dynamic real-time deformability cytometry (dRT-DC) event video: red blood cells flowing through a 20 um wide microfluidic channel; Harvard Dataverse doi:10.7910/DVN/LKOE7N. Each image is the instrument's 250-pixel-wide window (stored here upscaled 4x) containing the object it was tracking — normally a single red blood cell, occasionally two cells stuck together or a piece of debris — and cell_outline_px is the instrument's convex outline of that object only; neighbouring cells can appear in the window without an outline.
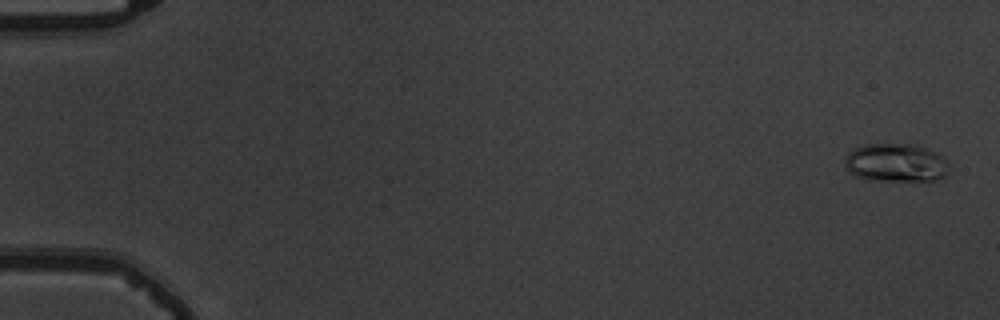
{"species": "common noctule bat (a hibernating species)", "species_latin": "Nyctalus noctula", "temperature_condition": "warm", "stored_images_in_passage": 55, "camera_frame_rate_fps": 3000, "um_per_image_px": 0.085, "animal": {"sex": "male", "body_mass_g": 19.5, "forearm_length_mm": 54.6}, "frame": {"image": 1, "passage_image": 2, "time_ms": 0.333, "image_size_px": [1000, 320], "cell_outline_px": [[952, 168], [944, 176], [936, 180], [864, 180], [848, 172], [844, 164], [844, 156], [848, 152], [864, 144], [920, 144], [944, 156]], "centroid_in_image_um": [76.17, 13.82], "position_along_channel_um": 8.8, "area_um2": 23.87}}
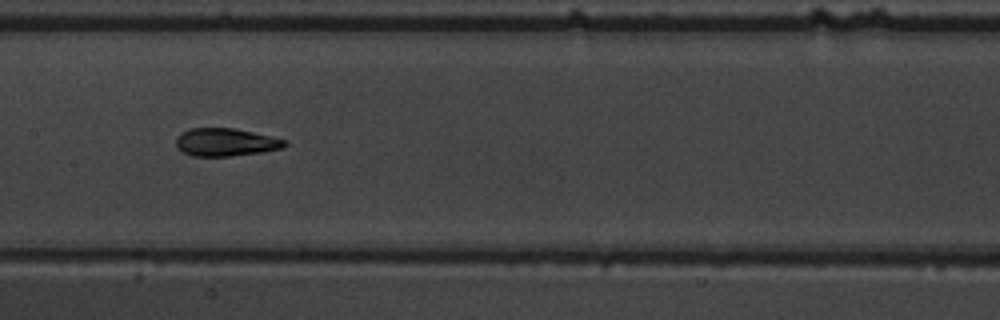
{"frame": {"image": 2, "passage_image": 29, "time_ms": 9.333, "image_size_px": [1000, 320], "cell_outline_px": [[288, 144], [284, 148], [260, 152], [232, 156], [192, 156], [176, 148], [176, 136], [180, 132], [188, 128], [236, 128], [284, 140]], "centroid_in_image_um": [19.12, 12.08], "position_along_channel_um": 188.3, "area_um2": 17.69}}
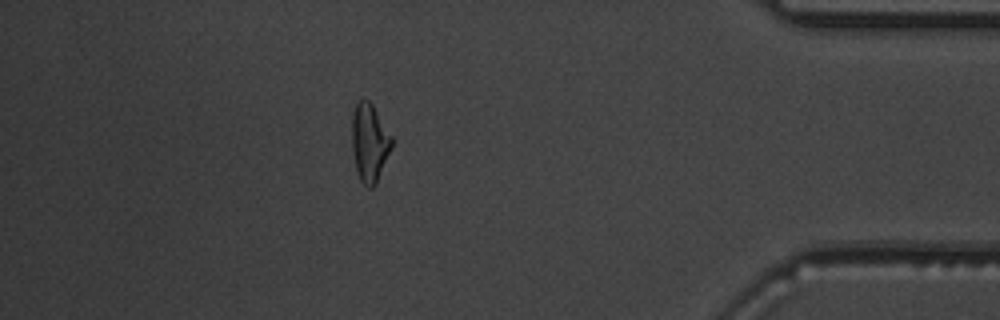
{"frame": {"image": 3, "passage_image": 49, "time_ms": 16.0, "image_size_px": [1000, 320], "cell_outline_px": [[392, 148], [376, 184], [372, 188], [368, 188], [360, 180], [356, 172], [352, 148], [352, 116], [356, 104], [360, 100], [368, 100], [372, 104], [392, 136]], "centroid_in_image_um": [31.41, 12.15], "position_along_channel_um": 403.8, "area_um2": 18.15}, "authors_computed_cell_mechanics": {"area_um2": 17.9758, "velocity_mm_per_s": 3.7915, "shape_relaxation_time_tau1_ms": 4.8591, "shape_relaxation_time_tau2_ms": 1.2279, "deformation_change_tau1": 0.174, "deformation_change_tau2": 0.0634}}